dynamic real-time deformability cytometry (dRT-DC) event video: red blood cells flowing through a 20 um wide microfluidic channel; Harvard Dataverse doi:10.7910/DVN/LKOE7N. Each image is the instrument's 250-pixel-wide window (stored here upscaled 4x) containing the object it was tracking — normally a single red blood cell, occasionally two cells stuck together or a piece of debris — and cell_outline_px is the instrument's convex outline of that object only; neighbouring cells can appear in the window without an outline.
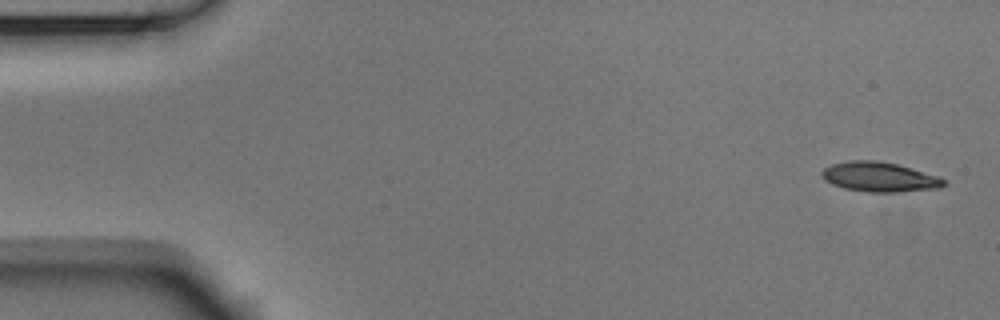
{"species": "Egyptian fruit bat (a non-hibernating species)", "species_latin": "Rousettus aegyptiacus", "temperature_condition": "room temperature", "stored_images_in_passage": 6, "camera_frame_rate_fps": 3000, "um_per_image_px": 0.085, "animal": {"sex": "male"}, "frame": {"image": 1, "passage_image": 1, "time_ms": 0.0, "image_size_px": [1000, 320], "cell_outline_px": [[948, 184], [940, 188], [896, 192], [868, 192], [844, 188], [832, 184], [824, 180], [820, 176], [820, 172], [824, 168], [832, 164], [848, 160], [876, 160], [896, 164], [936, 176], [948, 180]], "centroid_in_image_um": [74.73, 15.04], "position_along_channel_um": 10.3, "area_um2": 21.15}}
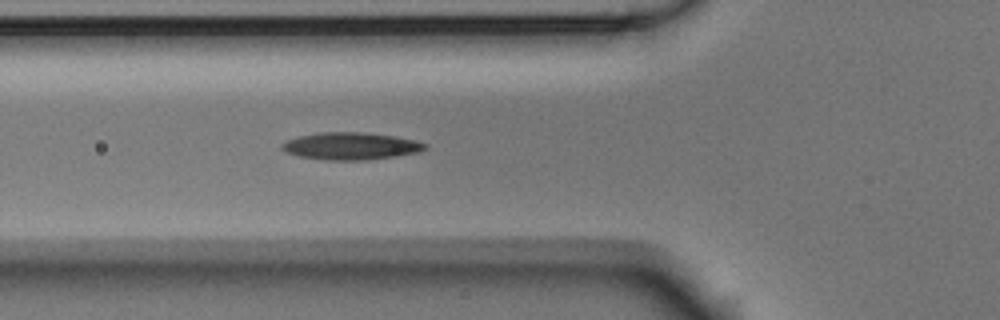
{"frame": {"image": 2, "passage_image": 6, "time_ms": 1.667, "image_size_px": [1000, 320], "cell_outline_px": [[428, 148], [420, 152], [396, 156], [368, 160], [328, 160], [300, 156], [288, 152], [280, 148], [280, 144], [288, 140], [300, 136], [320, 132], [364, 132], [396, 136], [416, 140], [428, 144]], "centroid_in_image_um": [29.88, 12.41], "position_along_channel_um": 95.9, "area_um2": 22.83}}